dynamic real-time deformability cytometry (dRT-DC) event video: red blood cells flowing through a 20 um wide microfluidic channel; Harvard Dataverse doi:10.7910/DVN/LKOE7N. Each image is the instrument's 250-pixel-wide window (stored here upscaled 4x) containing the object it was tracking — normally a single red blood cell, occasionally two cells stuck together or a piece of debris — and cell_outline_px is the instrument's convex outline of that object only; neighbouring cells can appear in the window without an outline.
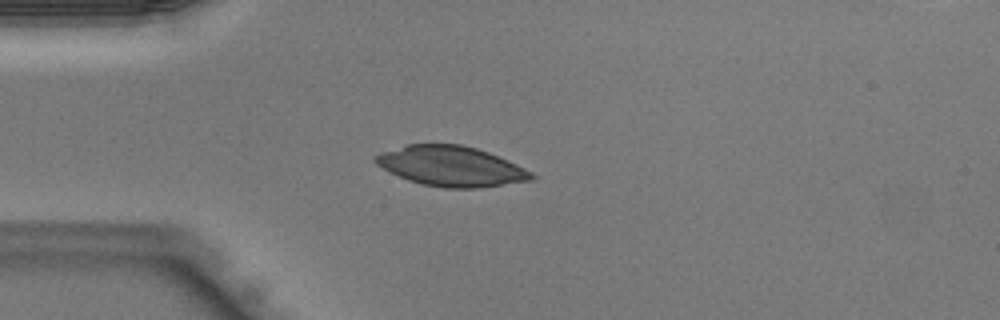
{"species": "Egyptian fruit bat (a non-hibernating species)", "species_latin": "Rousettus aegyptiacus", "temperature_condition": "warm", "stored_images_in_passage": 41, "camera_frame_rate_fps": 3000, "um_per_image_px": 0.085, "animal": {"sex": "male"}, "frame": {"image": 1, "passage_image": 10, "time_ms": 3.0, "image_size_px": [1000, 320], "cell_outline_px": [[536, 176], [532, 180], [480, 188], [444, 188], [420, 184], [408, 180], [376, 164], [372, 160], [372, 156], [380, 152], [408, 144], [460, 144], [476, 148], [488, 152], [516, 164], [532, 172]], "centroid_in_image_um": [38.33, 14.13], "position_along_channel_um": 46.7, "area_um2": 36.41}}
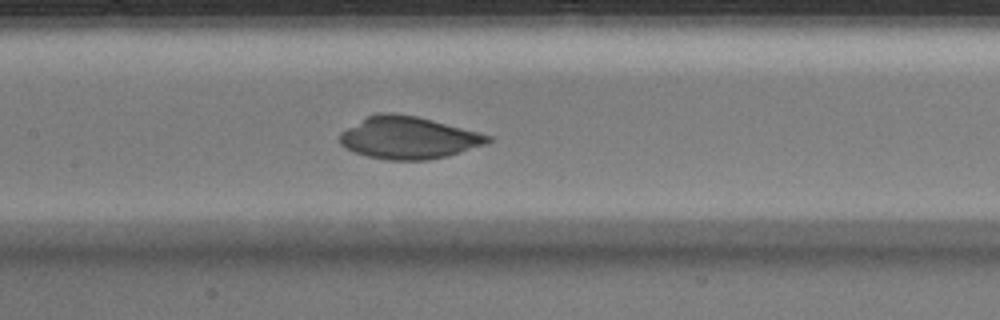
{"frame": {"image": 2, "passage_image": 19, "time_ms": 6.0, "image_size_px": [1000, 320], "cell_outline_px": [[492, 140], [484, 144], [448, 156], [428, 160], [388, 160], [368, 156], [344, 148], [340, 144], [340, 132], [368, 116], [376, 112], [392, 112], [416, 116], [432, 120], [492, 136]], "centroid_in_image_um": [34.68, 11.71], "position_along_channel_um": 172.7, "area_um2": 36.18}}
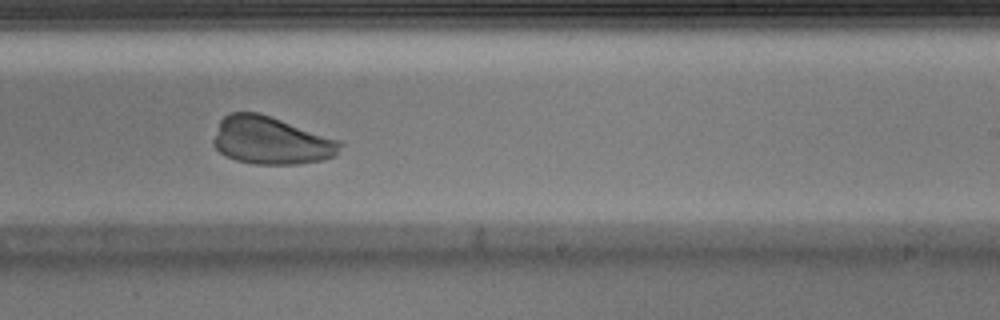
{"frame": {"image": 3, "passage_image": 25, "time_ms": 8.0, "image_size_px": [1000, 320], "cell_outline_px": [[344, 144], [336, 156], [324, 160], [296, 164], [256, 164], [236, 160], [220, 152], [212, 144], [212, 140], [220, 120], [224, 116], [232, 112], [256, 112], [340, 140]], "centroid_in_image_um": [23.05, 11.96], "position_along_channel_um": 266.0, "area_um2": 35.03}}